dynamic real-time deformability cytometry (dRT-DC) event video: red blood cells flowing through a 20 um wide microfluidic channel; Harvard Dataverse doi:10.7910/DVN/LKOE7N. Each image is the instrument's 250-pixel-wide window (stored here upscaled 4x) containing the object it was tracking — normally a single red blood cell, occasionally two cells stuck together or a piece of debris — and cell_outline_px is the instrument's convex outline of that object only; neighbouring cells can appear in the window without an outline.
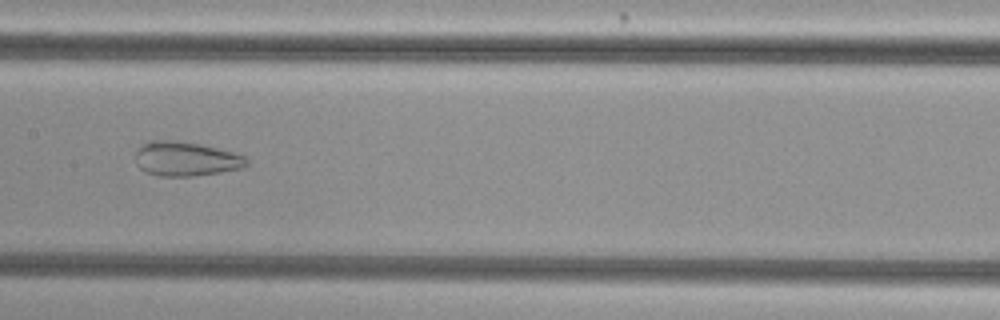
{"species": "common noctule bat (a hibernating species)", "species_latin": "Nyctalus noctula", "temperature_condition": "cold", "stored_images_in_passage": 55, "camera_frame_rate_fps": 3000, "um_per_image_px": 0.085, "animal": {"sex": "female", "body_mass_g": 29.2, "forearm_length_mm": 56.3}, "frame": {"image": 1, "passage_image": 28, "time_ms": 9.0, "image_size_px": [1000, 320], "cell_outline_px": [[248, 164], [244, 168], [220, 172], [192, 176], [156, 176], [140, 168], [136, 164], [136, 152], [148, 140], [172, 140], [200, 144], [248, 156]], "centroid_in_image_um": [15.83, 13.51], "position_along_channel_um": 191.6, "area_um2": 22.25}}
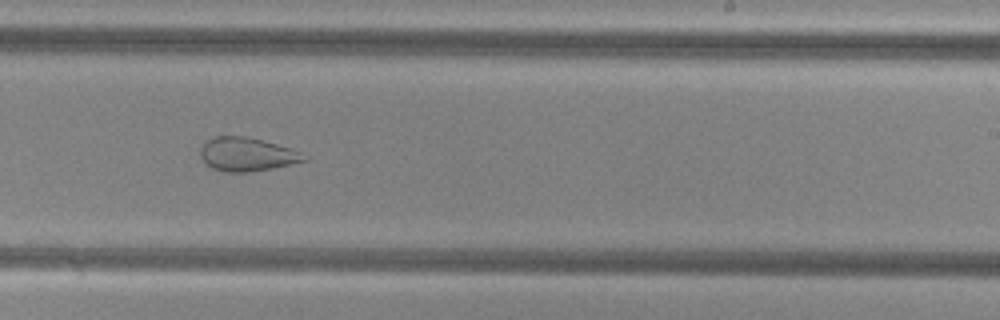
{"frame": {"image": 2, "passage_image": 34, "time_ms": 11.0, "image_size_px": [1000, 320], "cell_outline_px": [[308, 160], [272, 168], [248, 172], [224, 172], [212, 168], [200, 156], [200, 148], [208, 140], [216, 136], [248, 136], [264, 140], [292, 148], [308, 156]], "centroid_in_image_um": [21.02, 13.11], "position_along_channel_um": 268.0, "area_um2": 20.35}}
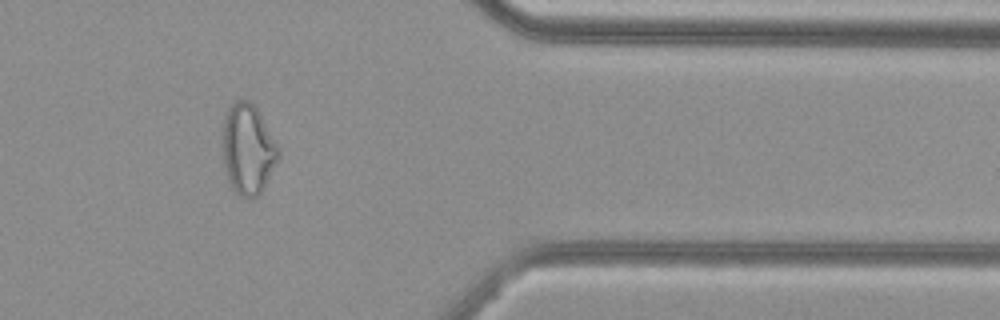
{"frame": {"image": 3, "passage_image": 45, "time_ms": 14.667, "image_size_px": [1000, 320], "cell_outline_px": [[280, 156], [264, 188], [256, 196], [240, 196], [228, 184], [224, 164], [224, 116], [228, 108], [236, 100], [248, 100], [256, 108], [280, 148]], "centroid_in_image_um": [21.09, 12.69], "position_along_channel_um": 390.3, "area_um2": 29.02}}